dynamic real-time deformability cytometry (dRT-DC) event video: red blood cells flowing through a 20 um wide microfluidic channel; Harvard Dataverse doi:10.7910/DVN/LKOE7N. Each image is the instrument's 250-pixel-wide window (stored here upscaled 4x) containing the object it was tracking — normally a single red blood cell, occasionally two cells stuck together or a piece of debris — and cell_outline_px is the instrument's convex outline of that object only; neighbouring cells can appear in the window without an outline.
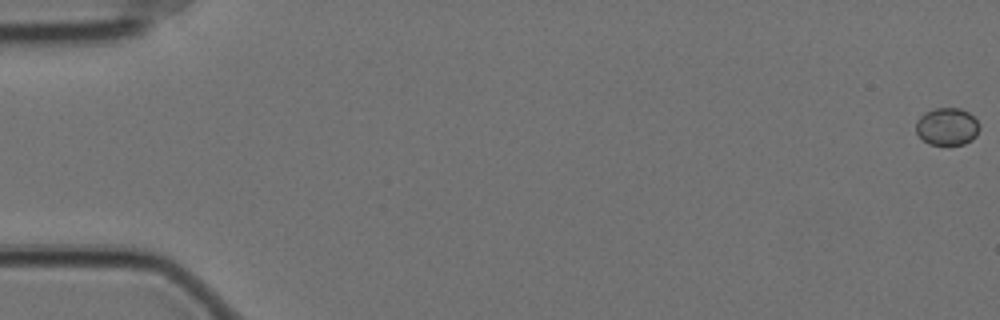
{"species": "Egyptian fruit bat (a non-hibernating species)", "species_latin": "Rousettus aegyptiacus", "temperature_condition": "cold", "stored_images_in_passage": 59, "camera_frame_rate_fps": 3000, "um_per_image_px": 0.085, "animal": {"sex": "female"}, "frame": {"image": 1, "passage_image": 1, "time_ms": 0.0, "image_size_px": [1000, 320], "cell_outline_px": [[980, 128], [976, 136], [972, 140], [964, 144], [928, 144], [916, 132], [916, 120], [924, 112], [936, 108], [960, 108], [968, 112], [980, 124]], "centroid_in_image_um": [80.51, 10.75], "position_along_channel_um": 4.5, "area_um2": 13.87}}
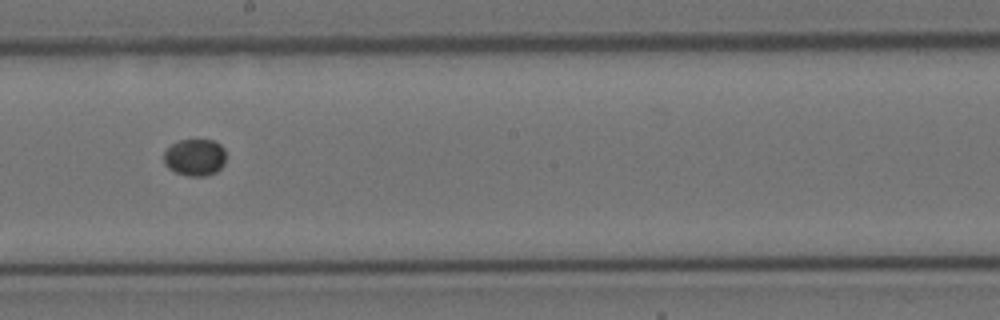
{"frame": {"image": 2, "passage_image": 34, "time_ms": 11.0, "image_size_px": [1000, 320], "cell_outline_px": [[224, 164], [216, 172], [204, 176], [188, 176], [176, 172], [168, 168], [164, 164], [164, 152], [172, 144], [180, 140], [212, 140], [220, 144], [224, 148]], "centroid_in_image_um": [16.55, 13.38], "position_along_channel_um": 231.6, "area_um2": 13.29}}
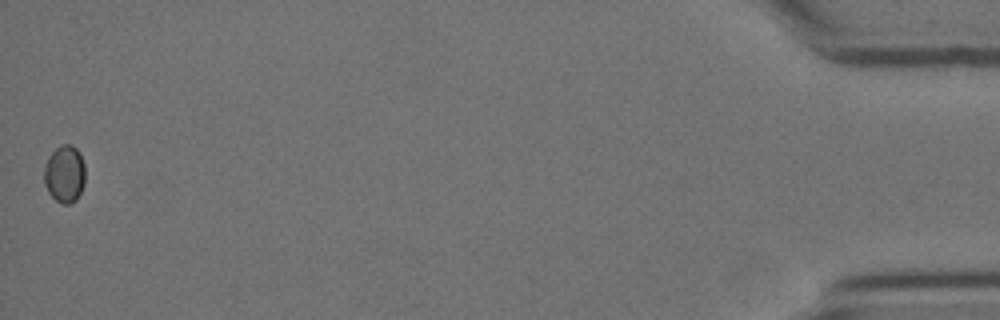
{"frame": {"image": 3, "passage_image": 59, "time_ms": 19.333, "image_size_px": [1000, 320], "cell_outline_px": [[84, 184], [76, 200], [68, 204], [60, 204], [48, 192], [44, 184], [44, 168], [48, 156], [60, 144], [72, 144], [80, 152], [84, 164]], "centroid_in_image_um": [5.48, 14.77], "position_along_channel_um": 429.7, "area_um2": 13.87}}